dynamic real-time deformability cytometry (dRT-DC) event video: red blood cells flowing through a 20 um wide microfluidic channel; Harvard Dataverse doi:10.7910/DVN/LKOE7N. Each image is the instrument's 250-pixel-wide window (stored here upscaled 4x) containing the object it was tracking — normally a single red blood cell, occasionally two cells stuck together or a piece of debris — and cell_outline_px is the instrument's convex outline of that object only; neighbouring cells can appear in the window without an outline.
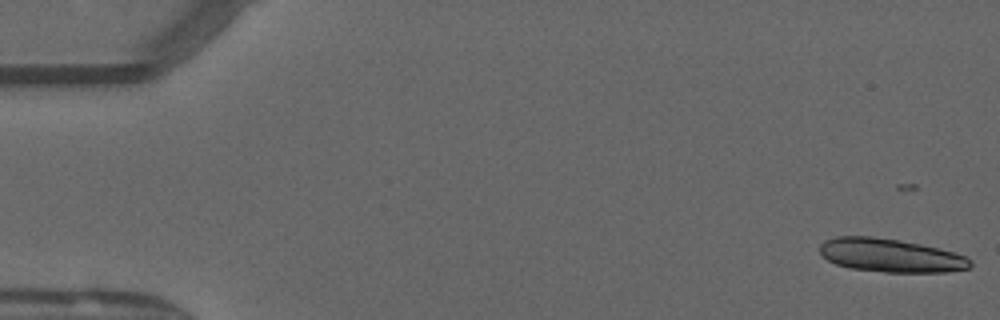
{"species": "common noctule bat (a hibernating species)", "species_latin": "Nyctalus noctula", "temperature_condition": "warm", "stored_images_in_passage": 16, "camera_frame_rate_fps": 3000, "um_per_image_px": 0.085, "animal": {"sex": "male", "forearm_length_mm": 52.5}, "frame": {"image": 1, "passage_image": 1, "time_ms": 0.0, "image_size_px": [1000, 320], "cell_outline_px": [[972, 264], [968, 268], [948, 272], [884, 272], [852, 268], [836, 264], [820, 256], [820, 244], [824, 240], [836, 236], [872, 236], [920, 244], [940, 248], [964, 256], [972, 260]], "centroid_in_image_um": [75.67, 21.71], "position_along_channel_um": 9.3, "area_um2": 29.3}}